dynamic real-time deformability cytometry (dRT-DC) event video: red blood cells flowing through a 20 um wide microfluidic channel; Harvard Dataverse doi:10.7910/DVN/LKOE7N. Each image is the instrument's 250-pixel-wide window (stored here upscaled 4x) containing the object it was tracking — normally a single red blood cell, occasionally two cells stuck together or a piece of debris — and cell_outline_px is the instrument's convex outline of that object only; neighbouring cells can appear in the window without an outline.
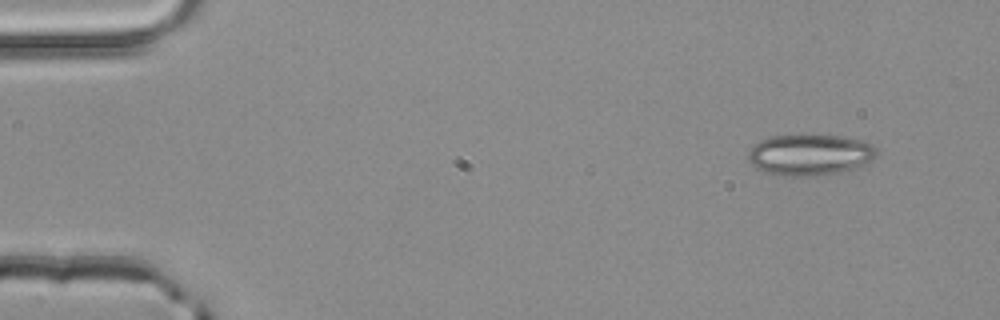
{"species": "common noctule bat (a hibernating species)", "species_latin": "Nyctalus noctula", "temperature_condition": "room temperature", "stored_images_in_passage": 48, "camera_frame_rate_fps": 3000, "um_per_image_px": 0.085, "animal": {"sex": "male", "body_mass_g": 20.4}, "frame": {"image": 1, "passage_image": 1, "time_ms": 0.0, "image_size_px": [1000, 320], "cell_outline_px": [[876, 152], [872, 160], [864, 168], [816, 176], [780, 176], [764, 172], [756, 168], [748, 160], [748, 152], [760, 140], [772, 136], [840, 136], [860, 140], [872, 144], [876, 148]], "centroid_in_image_um": [68.87, 13.19], "position_along_channel_um": 16.1, "area_um2": 30.92}}
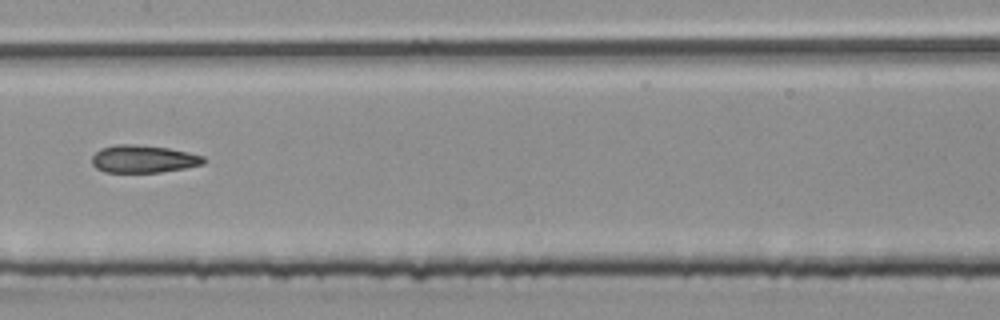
{"frame": {"image": 2, "passage_image": 23, "time_ms": 7.333, "image_size_px": [1000, 320], "cell_outline_px": [[204, 164], [184, 168], [160, 172], [104, 172], [96, 168], [92, 164], [92, 156], [100, 148], [116, 144], [136, 144], [168, 148], [188, 152], [204, 156]], "centroid_in_image_um": [12.16, 13.5], "position_along_channel_um": 195.2, "area_um2": 17.98}}
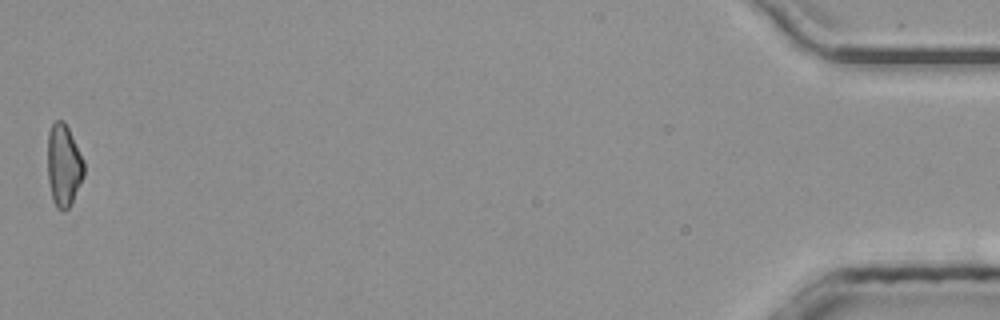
{"frame": {"image": 3, "passage_image": 48, "time_ms": 15.667, "image_size_px": [1000, 320], "cell_outline_px": [[84, 176], [72, 204], [64, 212], [56, 208], [52, 200], [48, 180], [48, 132], [52, 124], [56, 120], [64, 120], [84, 160]], "centroid_in_image_um": [5.42, 14.09], "position_along_channel_um": 429.8, "area_um2": 17.63}, "authors_computed_cell_mechanics": {"area_um2": 18.1203, "velocity_mm_per_s": 4.0365, "shape_relaxation_time_tau1_ms": 6.3501, "shape_relaxation_time_tau2_ms": 2.2911, "deformation_change_tau1": 0.1505, "deformation_change_tau2": 0.1134}}